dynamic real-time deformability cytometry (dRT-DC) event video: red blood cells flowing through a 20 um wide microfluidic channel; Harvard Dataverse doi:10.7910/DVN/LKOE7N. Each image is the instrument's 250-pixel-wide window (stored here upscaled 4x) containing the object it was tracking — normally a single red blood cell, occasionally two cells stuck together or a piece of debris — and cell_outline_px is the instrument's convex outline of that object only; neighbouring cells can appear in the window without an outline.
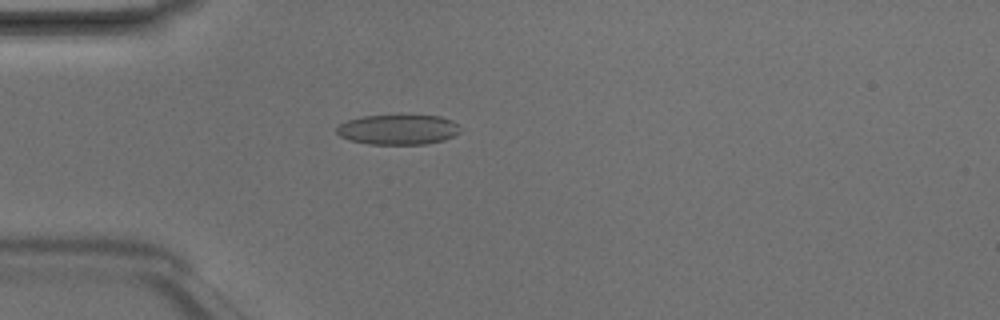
{"species": "Egyptian fruit bat (a non-hibernating species)", "species_latin": "Rousettus aegyptiacus", "temperature_condition": "room temperature", "stored_images_in_passage": 3, "camera_frame_rate_fps": 3000, "um_per_image_px": 0.085, "animal": {"sex": "male"}, "frame": {"image": 1, "passage_image": 3, "time_ms": 0.667, "image_size_px": [1000, 320], "cell_outline_px": [[460, 132], [444, 140], [424, 144], [368, 144], [348, 140], [340, 136], [336, 132], [336, 128], [340, 124], [348, 120], [360, 116], [440, 116], [452, 120], [456, 124]], "centroid_in_image_um": [33.8, 11.02], "position_along_channel_um": 51.2, "area_um2": 21.44}}